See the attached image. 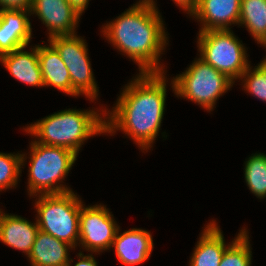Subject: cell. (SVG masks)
<instances>
[{
    "label": "cell",
    "instance_id": "cell-17",
    "mask_svg": "<svg viewBox=\"0 0 266 266\" xmlns=\"http://www.w3.org/2000/svg\"><path fill=\"white\" fill-rule=\"evenodd\" d=\"M70 249V244L39 230L28 260L31 266H68Z\"/></svg>",
    "mask_w": 266,
    "mask_h": 266
},
{
    "label": "cell",
    "instance_id": "cell-9",
    "mask_svg": "<svg viewBox=\"0 0 266 266\" xmlns=\"http://www.w3.org/2000/svg\"><path fill=\"white\" fill-rule=\"evenodd\" d=\"M78 247L97 255L111 249L119 229L112 212L103 204H82L79 215Z\"/></svg>",
    "mask_w": 266,
    "mask_h": 266
},
{
    "label": "cell",
    "instance_id": "cell-25",
    "mask_svg": "<svg viewBox=\"0 0 266 266\" xmlns=\"http://www.w3.org/2000/svg\"><path fill=\"white\" fill-rule=\"evenodd\" d=\"M84 251H80L77 253L78 261L74 264V266H98V262L95 260L93 253L84 255ZM74 259L70 258L68 266H72V262Z\"/></svg>",
    "mask_w": 266,
    "mask_h": 266
},
{
    "label": "cell",
    "instance_id": "cell-11",
    "mask_svg": "<svg viewBox=\"0 0 266 266\" xmlns=\"http://www.w3.org/2000/svg\"><path fill=\"white\" fill-rule=\"evenodd\" d=\"M240 6L241 0H199L191 18L200 22L199 32L231 30L239 24Z\"/></svg>",
    "mask_w": 266,
    "mask_h": 266
},
{
    "label": "cell",
    "instance_id": "cell-16",
    "mask_svg": "<svg viewBox=\"0 0 266 266\" xmlns=\"http://www.w3.org/2000/svg\"><path fill=\"white\" fill-rule=\"evenodd\" d=\"M189 266H220L225 249L231 244L226 243L223 231L216 220H211L199 234Z\"/></svg>",
    "mask_w": 266,
    "mask_h": 266
},
{
    "label": "cell",
    "instance_id": "cell-26",
    "mask_svg": "<svg viewBox=\"0 0 266 266\" xmlns=\"http://www.w3.org/2000/svg\"><path fill=\"white\" fill-rule=\"evenodd\" d=\"M174 4L180 7L185 13L191 17V15L196 11L199 0H172Z\"/></svg>",
    "mask_w": 266,
    "mask_h": 266
},
{
    "label": "cell",
    "instance_id": "cell-4",
    "mask_svg": "<svg viewBox=\"0 0 266 266\" xmlns=\"http://www.w3.org/2000/svg\"><path fill=\"white\" fill-rule=\"evenodd\" d=\"M29 146L27 182L29 197L73 191L71 187L61 183H64L63 180L72 169L77 155L66 148L44 145L34 140Z\"/></svg>",
    "mask_w": 266,
    "mask_h": 266
},
{
    "label": "cell",
    "instance_id": "cell-14",
    "mask_svg": "<svg viewBox=\"0 0 266 266\" xmlns=\"http://www.w3.org/2000/svg\"><path fill=\"white\" fill-rule=\"evenodd\" d=\"M28 46L1 55L0 62L17 81L31 87H44L37 45L31 47V51L26 50Z\"/></svg>",
    "mask_w": 266,
    "mask_h": 266
},
{
    "label": "cell",
    "instance_id": "cell-2",
    "mask_svg": "<svg viewBox=\"0 0 266 266\" xmlns=\"http://www.w3.org/2000/svg\"><path fill=\"white\" fill-rule=\"evenodd\" d=\"M158 10L155 5L129 7L102 25L100 31L103 38L138 65L139 73L167 72L160 60L169 43V34Z\"/></svg>",
    "mask_w": 266,
    "mask_h": 266
},
{
    "label": "cell",
    "instance_id": "cell-12",
    "mask_svg": "<svg viewBox=\"0 0 266 266\" xmlns=\"http://www.w3.org/2000/svg\"><path fill=\"white\" fill-rule=\"evenodd\" d=\"M116 233L111 248L119 262L125 266H137L149 260L154 244L151 232L141 228H131Z\"/></svg>",
    "mask_w": 266,
    "mask_h": 266
},
{
    "label": "cell",
    "instance_id": "cell-28",
    "mask_svg": "<svg viewBox=\"0 0 266 266\" xmlns=\"http://www.w3.org/2000/svg\"><path fill=\"white\" fill-rule=\"evenodd\" d=\"M150 5H155L157 8V3L154 0H139L136 2V4H133L131 8H143Z\"/></svg>",
    "mask_w": 266,
    "mask_h": 266
},
{
    "label": "cell",
    "instance_id": "cell-22",
    "mask_svg": "<svg viewBox=\"0 0 266 266\" xmlns=\"http://www.w3.org/2000/svg\"><path fill=\"white\" fill-rule=\"evenodd\" d=\"M26 159V153L0 152V192L15 189L20 180L22 168L26 164Z\"/></svg>",
    "mask_w": 266,
    "mask_h": 266
},
{
    "label": "cell",
    "instance_id": "cell-3",
    "mask_svg": "<svg viewBox=\"0 0 266 266\" xmlns=\"http://www.w3.org/2000/svg\"><path fill=\"white\" fill-rule=\"evenodd\" d=\"M103 108V109H102ZM65 109L48 115L23 128L35 142L66 148L77 156L83 144L105 133V108ZM100 112V113H99Z\"/></svg>",
    "mask_w": 266,
    "mask_h": 266
},
{
    "label": "cell",
    "instance_id": "cell-21",
    "mask_svg": "<svg viewBox=\"0 0 266 266\" xmlns=\"http://www.w3.org/2000/svg\"><path fill=\"white\" fill-rule=\"evenodd\" d=\"M249 239V231L245 227L241 228L225 249L220 266H251L253 261Z\"/></svg>",
    "mask_w": 266,
    "mask_h": 266
},
{
    "label": "cell",
    "instance_id": "cell-27",
    "mask_svg": "<svg viewBox=\"0 0 266 266\" xmlns=\"http://www.w3.org/2000/svg\"><path fill=\"white\" fill-rule=\"evenodd\" d=\"M70 5L75 9V11L82 16V13L87 9L90 0H68Z\"/></svg>",
    "mask_w": 266,
    "mask_h": 266
},
{
    "label": "cell",
    "instance_id": "cell-8",
    "mask_svg": "<svg viewBox=\"0 0 266 266\" xmlns=\"http://www.w3.org/2000/svg\"><path fill=\"white\" fill-rule=\"evenodd\" d=\"M69 70L71 96L84 95L94 102L98 99L99 87L95 80L88 54L86 40L77 34L56 36L48 39Z\"/></svg>",
    "mask_w": 266,
    "mask_h": 266
},
{
    "label": "cell",
    "instance_id": "cell-23",
    "mask_svg": "<svg viewBox=\"0 0 266 266\" xmlns=\"http://www.w3.org/2000/svg\"><path fill=\"white\" fill-rule=\"evenodd\" d=\"M242 87L253 97L266 102V68L257 64L253 69L251 64L238 79Z\"/></svg>",
    "mask_w": 266,
    "mask_h": 266
},
{
    "label": "cell",
    "instance_id": "cell-29",
    "mask_svg": "<svg viewBox=\"0 0 266 266\" xmlns=\"http://www.w3.org/2000/svg\"><path fill=\"white\" fill-rule=\"evenodd\" d=\"M258 44H260L261 47L263 46L264 48H266V37H264ZM259 64L266 68V56L262 61H260Z\"/></svg>",
    "mask_w": 266,
    "mask_h": 266
},
{
    "label": "cell",
    "instance_id": "cell-13",
    "mask_svg": "<svg viewBox=\"0 0 266 266\" xmlns=\"http://www.w3.org/2000/svg\"><path fill=\"white\" fill-rule=\"evenodd\" d=\"M29 16L26 10H0V56L30 44L33 31Z\"/></svg>",
    "mask_w": 266,
    "mask_h": 266
},
{
    "label": "cell",
    "instance_id": "cell-1",
    "mask_svg": "<svg viewBox=\"0 0 266 266\" xmlns=\"http://www.w3.org/2000/svg\"><path fill=\"white\" fill-rule=\"evenodd\" d=\"M167 79L166 72L136 74L124 86L112 110L105 108V133L113 136L120 130L142 152L151 150L165 113Z\"/></svg>",
    "mask_w": 266,
    "mask_h": 266
},
{
    "label": "cell",
    "instance_id": "cell-19",
    "mask_svg": "<svg viewBox=\"0 0 266 266\" xmlns=\"http://www.w3.org/2000/svg\"><path fill=\"white\" fill-rule=\"evenodd\" d=\"M238 26L245 27L257 44L266 37V0H241Z\"/></svg>",
    "mask_w": 266,
    "mask_h": 266
},
{
    "label": "cell",
    "instance_id": "cell-7",
    "mask_svg": "<svg viewBox=\"0 0 266 266\" xmlns=\"http://www.w3.org/2000/svg\"><path fill=\"white\" fill-rule=\"evenodd\" d=\"M197 35L199 57L234 82L249 67L248 48L233 30L200 31Z\"/></svg>",
    "mask_w": 266,
    "mask_h": 266
},
{
    "label": "cell",
    "instance_id": "cell-15",
    "mask_svg": "<svg viewBox=\"0 0 266 266\" xmlns=\"http://www.w3.org/2000/svg\"><path fill=\"white\" fill-rule=\"evenodd\" d=\"M39 231L37 222L19 215L3 213L0 216V241L8 247L22 251L28 257Z\"/></svg>",
    "mask_w": 266,
    "mask_h": 266
},
{
    "label": "cell",
    "instance_id": "cell-6",
    "mask_svg": "<svg viewBox=\"0 0 266 266\" xmlns=\"http://www.w3.org/2000/svg\"><path fill=\"white\" fill-rule=\"evenodd\" d=\"M234 83L198 56L184 72L172 77L170 85L177 97L197 103L211 113L219 97L229 91Z\"/></svg>",
    "mask_w": 266,
    "mask_h": 266
},
{
    "label": "cell",
    "instance_id": "cell-20",
    "mask_svg": "<svg viewBox=\"0 0 266 266\" xmlns=\"http://www.w3.org/2000/svg\"><path fill=\"white\" fill-rule=\"evenodd\" d=\"M245 182L251 193L259 199L266 198V154L258 152L246 159Z\"/></svg>",
    "mask_w": 266,
    "mask_h": 266
},
{
    "label": "cell",
    "instance_id": "cell-5",
    "mask_svg": "<svg viewBox=\"0 0 266 266\" xmlns=\"http://www.w3.org/2000/svg\"><path fill=\"white\" fill-rule=\"evenodd\" d=\"M35 217L39 230L70 244L74 249L79 240V215L84 203L74 191L60 194L35 195Z\"/></svg>",
    "mask_w": 266,
    "mask_h": 266
},
{
    "label": "cell",
    "instance_id": "cell-10",
    "mask_svg": "<svg viewBox=\"0 0 266 266\" xmlns=\"http://www.w3.org/2000/svg\"><path fill=\"white\" fill-rule=\"evenodd\" d=\"M30 14L47 27L48 39L77 34L81 18L68 0H33Z\"/></svg>",
    "mask_w": 266,
    "mask_h": 266
},
{
    "label": "cell",
    "instance_id": "cell-24",
    "mask_svg": "<svg viewBox=\"0 0 266 266\" xmlns=\"http://www.w3.org/2000/svg\"><path fill=\"white\" fill-rule=\"evenodd\" d=\"M33 0H0V10H26L30 11Z\"/></svg>",
    "mask_w": 266,
    "mask_h": 266
},
{
    "label": "cell",
    "instance_id": "cell-18",
    "mask_svg": "<svg viewBox=\"0 0 266 266\" xmlns=\"http://www.w3.org/2000/svg\"><path fill=\"white\" fill-rule=\"evenodd\" d=\"M37 54L40 62L44 87H54L71 96V78L69 70L62 61L59 53L49 43L37 45Z\"/></svg>",
    "mask_w": 266,
    "mask_h": 266
}]
</instances>
